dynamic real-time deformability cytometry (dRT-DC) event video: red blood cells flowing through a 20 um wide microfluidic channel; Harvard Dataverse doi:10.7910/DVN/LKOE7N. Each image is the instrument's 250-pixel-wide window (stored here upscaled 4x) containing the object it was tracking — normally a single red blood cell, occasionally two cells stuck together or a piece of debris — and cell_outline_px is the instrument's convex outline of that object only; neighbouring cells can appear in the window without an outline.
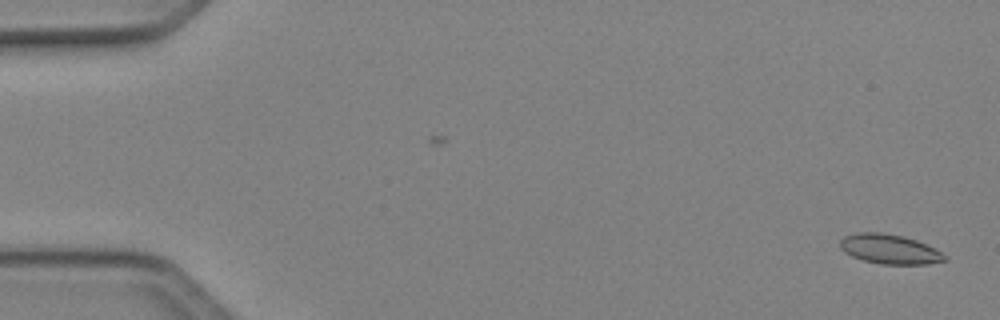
{"species": "Egyptian fruit bat (a non-hibernating species)", "species_latin": "Rousettus aegyptiacus", "temperature_condition": "cold", "stored_images_in_passage": 49, "camera_frame_rate_fps": 3000, "um_per_image_px": 0.085, "animal": {"sex": "female"}, "frame": {"image": 1, "passage_image": 1, "time_ms": 0.0, "image_size_px": [1000, 320], "cell_outline_px": [[948, 260], [928, 264], [880, 264], [864, 260], [852, 256], [844, 252], [840, 248], [840, 240], [844, 236], [856, 232], [880, 232], [904, 236], [916, 240], [948, 256]], "centroid_in_image_um": [75.59, 21.17], "position_along_channel_um": 9.4, "area_um2": 18.03}}
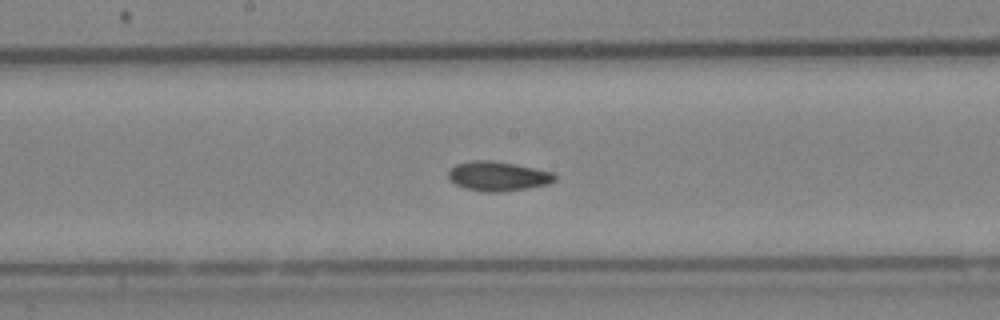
{"frame": {"image": 2, "passage_image": 26, "time_ms": 8.333, "image_size_px": [1000, 320], "cell_outline_px": [[556, 180], [548, 184], [528, 188], [500, 192], [484, 192], [464, 188], [448, 180], [448, 172], [456, 164], [472, 160], [492, 160], [552, 172], [556, 176]], "centroid_in_image_um": [42.29, 14.98], "position_along_channel_um": 205.9, "area_um2": 18.21}}
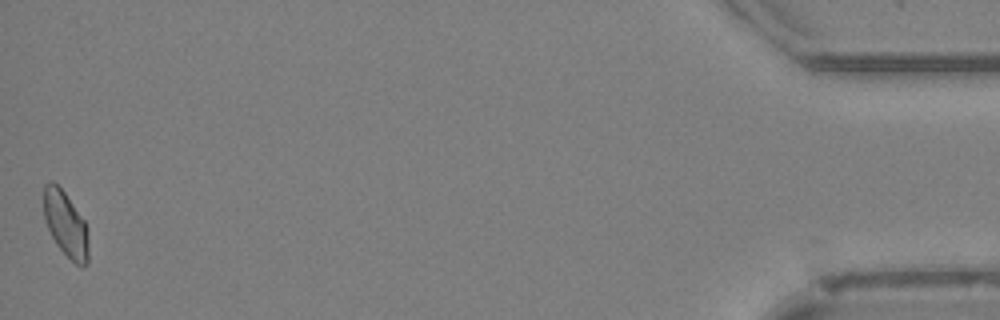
{"frame": {"image": 3, "passage_image": 49, "time_ms": 16.0, "image_size_px": [1000, 320], "cell_outline_px": [[88, 264], [76, 264], [56, 244], [48, 228], [44, 216], [44, 184], [48, 180], [52, 180], [64, 192], [84, 220], [88, 236]], "centroid_in_image_um": [5.57, 19.02], "position_along_channel_um": 429.6, "area_um2": 16.7}, "authors_computed_cell_mechanics": {"area_um2": 17.629, "velocity_mm_per_s": 4.1218, "shape_relaxation_time_tau1_ms": null, "shape_relaxation_time_tau2_ms": 2.7598, "deformation_change_tau1": null, "deformation_change_tau2": 0.0605}}